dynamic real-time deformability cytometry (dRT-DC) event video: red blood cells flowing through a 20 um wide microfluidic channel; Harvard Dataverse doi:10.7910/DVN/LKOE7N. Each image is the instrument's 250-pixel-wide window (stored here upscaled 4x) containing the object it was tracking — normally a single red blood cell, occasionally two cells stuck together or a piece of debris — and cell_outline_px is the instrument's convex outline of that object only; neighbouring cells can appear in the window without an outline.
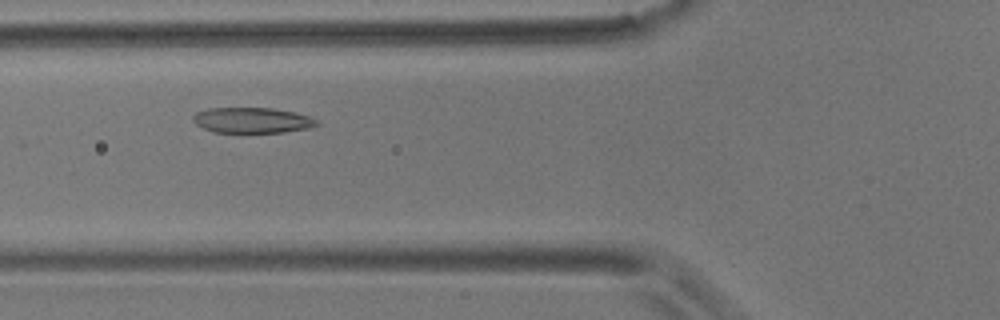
{"species": "common noctule bat (a hibernating species)", "species_latin": "Nyctalus noctula", "temperature_condition": "room temperature", "stored_images_in_passage": 46, "camera_frame_rate_fps": 3000, "um_per_image_px": 0.085, "animal": {"sex": "male", "body_mass_g": 17.9}, "frame": {"image": 1, "passage_image": 10, "time_ms": 3.0, "image_size_px": [1000, 320], "cell_outline_px": [[320, 124], [304, 128], [284, 132], [212, 132], [196, 124], [192, 120], [192, 116], [196, 112], [208, 108], [272, 108], [292, 112], [308, 116], [320, 120]], "centroid_in_image_um": [21.4, 10.21], "position_along_channel_um": 104.4, "area_um2": 18.26}}
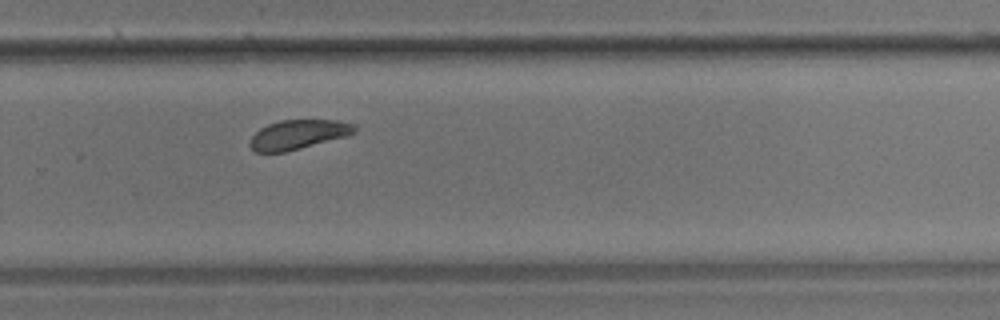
{"frame": {"image": 2, "passage_image": 27, "time_ms": 8.667, "image_size_px": [1000, 320], "cell_outline_px": [[356, 128], [348, 136], [284, 152], [256, 152], [248, 144], [252, 136], [260, 128], [268, 124], [280, 120], [336, 120], [356, 124]], "centroid_in_image_um": [25.33, 11.43], "position_along_channel_um": 304.5, "area_um2": 17.8}}
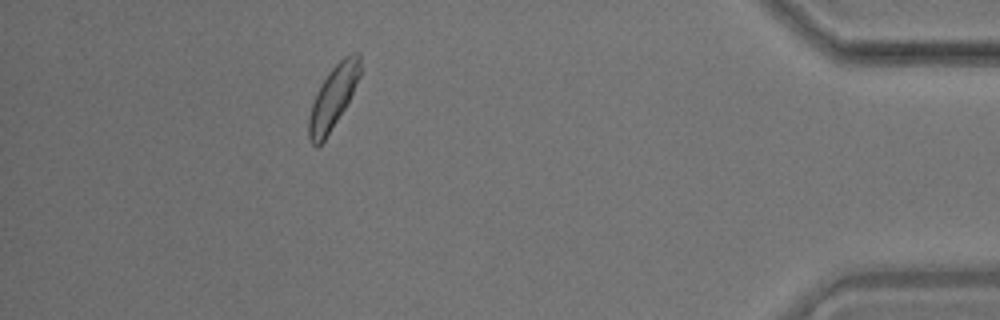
{"frame": {"image": 3, "passage_image": 40, "time_ms": 13.0, "image_size_px": [1000, 320], "cell_outline_px": [[360, 76], [344, 108], [324, 140], [316, 148], [312, 144], [308, 136], [308, 120], [312, 104], [316, 92], [320, 84], [328, 72], [344, 56], [352, 52], [360, 52]], "centroid_in_image_um": [28.3, 8.24], "position_along_channel_um": 406.9, "area_um2": 18.5}, "authors_computed_cell_mechanics": {"area_um2": 18.6983, "velocity_mm_per_s": 3.5388, "shape_relaxation_time_tau1_ms": 3.6681, "shape_relaxation_time_tau2_ms": 0.8352, "deformation_change_tau1": 0.1552, "deformation_change_tau2": 0.0703}}